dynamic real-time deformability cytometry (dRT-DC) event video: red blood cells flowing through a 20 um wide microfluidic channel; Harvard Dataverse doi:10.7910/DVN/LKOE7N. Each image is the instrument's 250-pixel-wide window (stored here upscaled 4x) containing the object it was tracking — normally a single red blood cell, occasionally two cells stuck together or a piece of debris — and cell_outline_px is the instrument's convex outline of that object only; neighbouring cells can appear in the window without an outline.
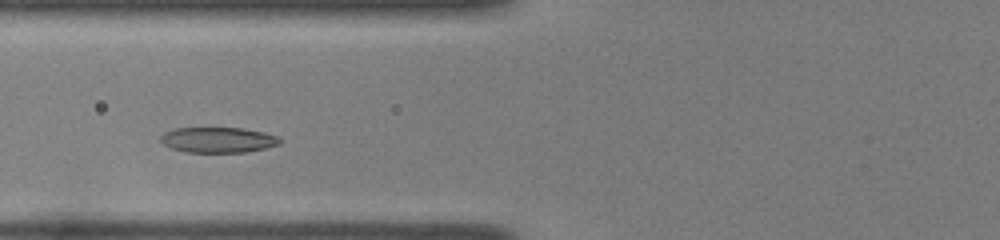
{"species": "common noctule bat (a hibernating species)", "species_latin": "Nyctalus noctula", "temperature_condition": "room temperature", "stored_images_in_passage": 39, "camera_frame_rate_fps": 3000, "um_per_image_px": 0.085, "animal": {"sex": "female", "body_mass_g": 22.0, "forearm_length_mm": 56.7}, "frame": {"image": 1, "passage_image": 9, "time_ms": 2.667, "image_size_px": [1000, 240], "cell_outline_px": [[280, 144], [264, 148], [244, 152], [184, 152], [172, 148], [164, 144], [160, 140], [160, 136], [164, 132], [176, 128], [244, 128], [264, 132], [280, 136]], "centroid_in_image_um": [18.54, 11.88], "position_along_channel_um": 107.3, "area_um2": 17.69}}
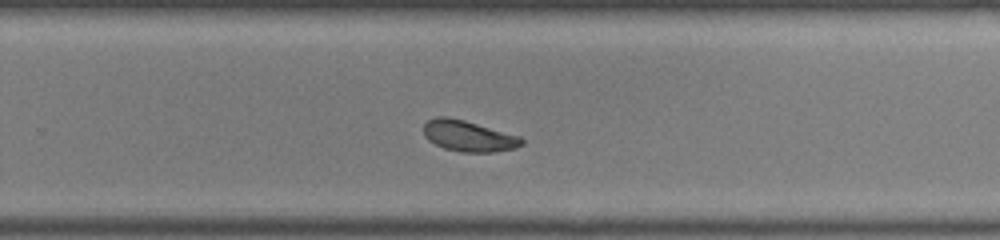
{"frame": {"image": 2, "passage_image": 23, "time_ms": 7.333, "image_size_px": [1000, 240], "cell_outline_px": [[524, 144], [516, 148], [492, 152], [460, 152], [444, 148], [428, 140], [424, 136], [424, 124], [428, 120], [436, 116], [448, 116], [464, 120], [520, 136], [524, 140]], "centroid_in_image_um": [39.82, 11.56], "position_along_channel_um": 290.0, "area_um2": 17.74}}
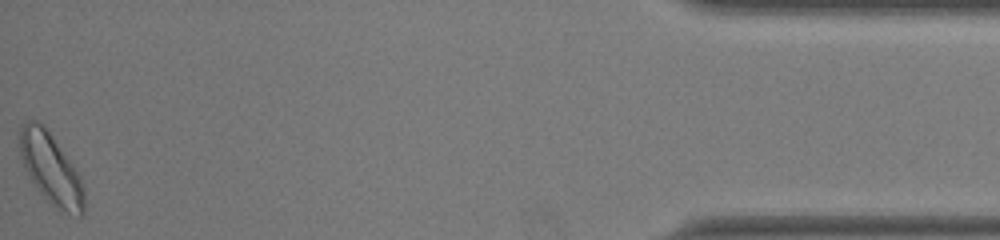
{"frame": {"image": 3, "passage_image": 39, "time_ms": 12.667, "image_size_px": [1000, 240], "cell_outline_px": [[84, 212], [80, 216], [60, 212], [40, 192], [32, 180], [20, 156], [16, 136], [24, 120], [36, 120], [44, 124], [48, 128], [80, 176], [84, 188]], "centroid_in_image_um": [4.3, 14.28], "position_along_channel_um": 430.9, "area_um2": 26.93}, "authors_computed_cell_mechanics": {"area_um2": 18.1492, "velocity_mm_per_s": 3.9292, "shape_relaxation_time_tau1_ms": 1.9977, "shape_relaxation_time_tau2_ms": 1.6638, "deformation_change_tau1": 0.1034, "deformation_change_tau2": 0.0647}}